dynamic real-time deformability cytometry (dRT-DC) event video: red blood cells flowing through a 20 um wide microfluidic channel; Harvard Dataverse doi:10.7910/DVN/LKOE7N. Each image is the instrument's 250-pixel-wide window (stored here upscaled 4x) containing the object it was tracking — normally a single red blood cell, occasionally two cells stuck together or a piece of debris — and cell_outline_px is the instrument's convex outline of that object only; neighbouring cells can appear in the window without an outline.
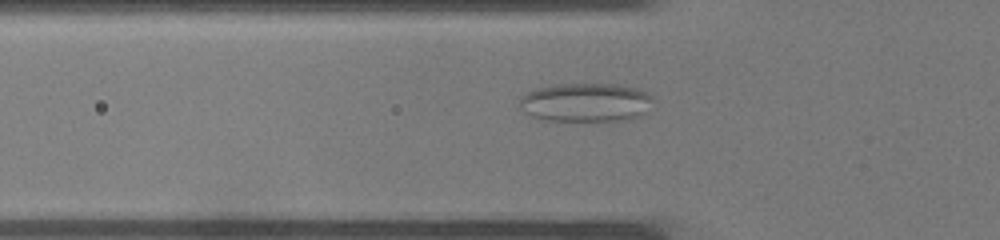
{"species": "common noctule bat (a hibernating species)", "species_latin": "Nyctalus noctula", "temperature_condition": "warm", "stored_images_in_passage": 30, "camera_frame_rate_fps": 3000, "um_per_image_px": 0.085, "animal": {"sex": "male", "body_mass_g": 19.0, "forearm_length_mm": 50.8}, "frame": {"image": 1, "passage_image": 5, "time_ms": 1.333, "image_size_px": [1000, 240], "cell_outline_px": [[652, 96], [644, 112], [640, 116], [628, 120], [540, 120], [528, 116], [520, 108], [520, 96], [532, 88], [552, 84], [616, 84], [636, 88], [648, 92]], "centroid_in_image_um": [49.69, 8.69], "position_along_channel_um": 76.1, "area_um2": 30.35}}
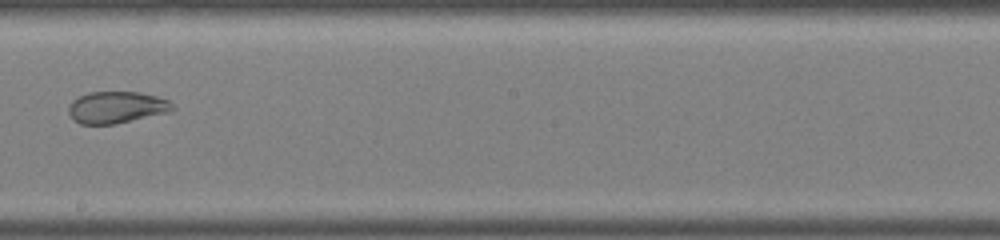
{"frame": {"image": 2, "passage_image": 14, "time_ms": 4.333, "image_size_px": [1000, 240], "cell_outline_px": [[176, 108], [172, 112], [116, 124], [80, 124], [72, 120], [68, 112], [68, 104], [72, 100], [88, 92], [140, 92], [156, 96], [168, 100]], "centroid_in_image_um": [9.91, 9.13], "position_along_channel_um": 238.3, "area_um2": 19.59}}
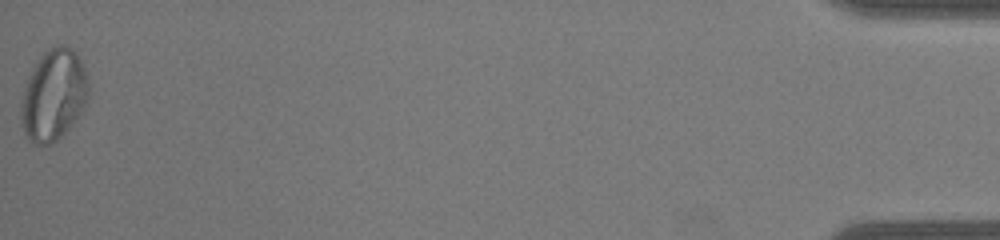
{"frame": {"image": 3, "passage_image": 30, "time_ms": 9.667, "image_size_px": [1000, 240], "cell_outline_px": [[88, 96], [80, 112], [72, 124], [52, 144], [36, 144], [28, 140], [24, 132], [20, 116], [20, 104], [24, 88], [28, 76], [32, 68], [40, 56], [44, 52], [60, 44], [76, 52], [84, 68], [88, 80]], "centroid_in_image_um": [4.52, 8.09], "position_along_channel_um": 430.7, "area_um2": 35.49}}